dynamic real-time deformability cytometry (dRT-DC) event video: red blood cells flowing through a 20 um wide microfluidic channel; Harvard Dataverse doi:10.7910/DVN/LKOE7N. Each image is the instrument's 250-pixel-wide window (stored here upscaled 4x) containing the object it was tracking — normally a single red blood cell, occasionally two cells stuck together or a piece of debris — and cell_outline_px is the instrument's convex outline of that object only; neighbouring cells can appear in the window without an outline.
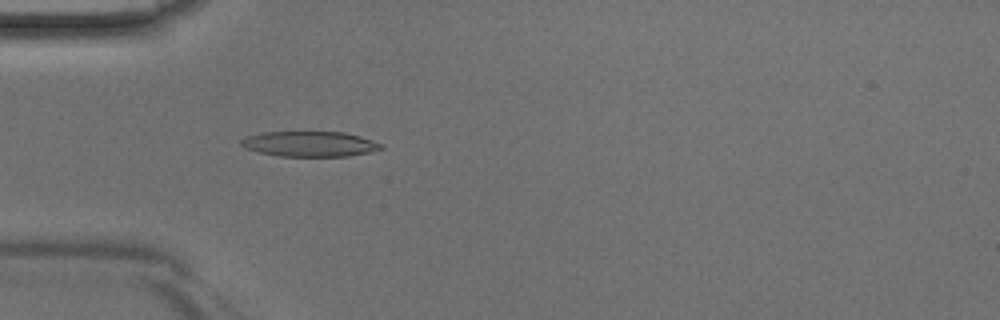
{"species": "Egyptian fruit bat (a non-hibernating species)", "species_latin": "Rousettus aegyptiacus", "temperature_condition": "room temperature", "stored_images_in_passage": 37, "camera_frame_rate_fps": 3000, "um_per_image_px": 0.085, "animal": {"sex": "male"}, "frame": {"image": 1, "passage_image": 6, "time_ms": 1.667, "image_size_px": [1000, 320], "cell_outline_px": [[384, 148], [368, 152], [348, 156], [280, 156], [260, 152], [244, 148], [240, 144], [240, 140], [248, 136], [260, 132], [344, 132], [360, 136], [384, 144]], "centroid_in_image_um": [26.33, 12.23], "position_along_channel_um": 58.7, "area_um2": 20.58}}
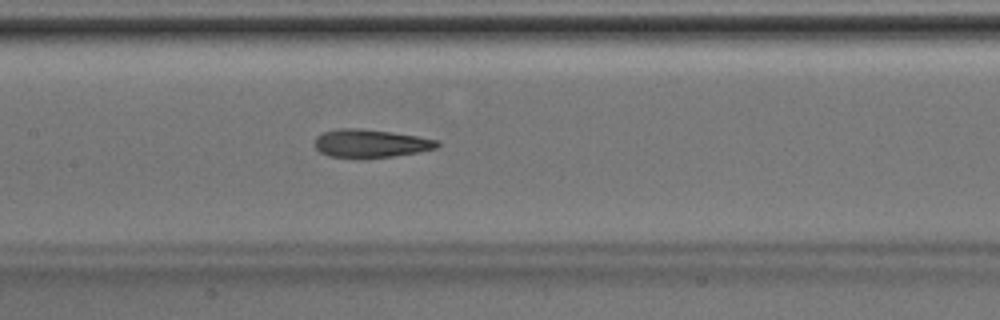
{"frame": {"image": 2, "passage_image": 14, "time_ms": 4.333, "image_size_px": [1000, 320], "cell_outline_px": [[440, 144], [436, 148], [416, 152], [392, 156], [364, 160], [356, 160], [328, 156], [320, 152], [312, 144], [316, 136], [324, 132], [340, 128], [360, 128], [392, 132], [416, 136], [436, 140]], "centroid_in_image_um": [31.4, 12.22], "position_along_channel_um": 176.0, "area_um2": 20.58}}
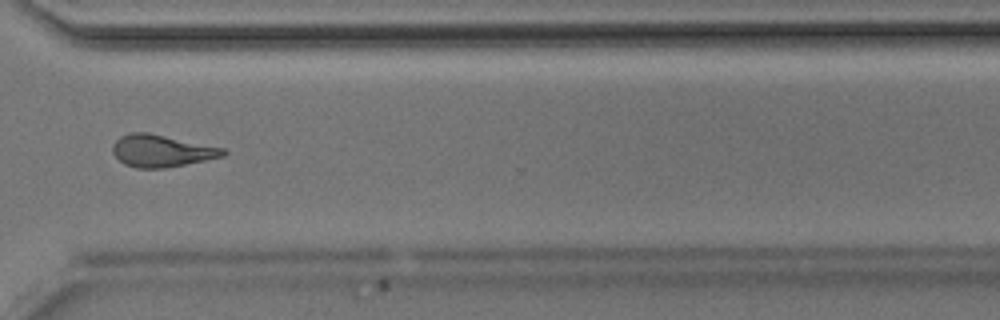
{"frame": {"image": 3, "passage_image": 26, "time_ms": 8.333, "image_size_px": [1000, 320], "cell_outline_px": [[228, 152], [224, 156], [164, 168], [136, 168], [124, 164], [112, 152], [112, 148], [116, 140], [120, 136], [132, 132], [148, 132], [224, 148]], "centroid_in_image_um": [13.72, 12.81], "position_along_channel_um": 356.9, "area_um2": 20.52}}